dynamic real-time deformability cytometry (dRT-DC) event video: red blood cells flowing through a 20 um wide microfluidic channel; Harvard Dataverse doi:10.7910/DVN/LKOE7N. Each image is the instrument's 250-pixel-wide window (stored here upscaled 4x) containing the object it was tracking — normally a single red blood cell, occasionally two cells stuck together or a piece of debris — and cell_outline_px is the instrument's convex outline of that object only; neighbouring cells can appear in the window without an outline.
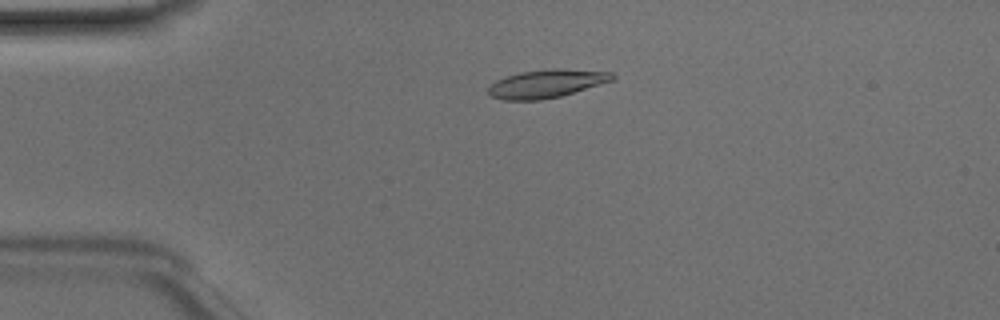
{"species": "Egyptian fruit bat (a non-hibernating species)", "species_latin": "Rousettus aegyptiacus", "temperature_condition": "room temperature", "stored_images_in_passage": 48, "camera_frame_rate_fps": 3000, "um_per_image_px": 0.085, "animal": {"sex": "male"}, "frame": {"image": 1, "passage_image": 11, "time_ms": 3.333, "image_size_px": [1000, 320], "cell_outline_px": [[616, 76], [612, 80], [560, 96], [540, 100], [504, 100], [492, 96], [488, 92], [488, 88], [496, 80], [520, 72], [552, 68], [556, 68], [612, 72]], "centroid_in_image_um": [46.44, 7.1], "position_along_channel_um": 38.6, "area_um2": 20.06}}
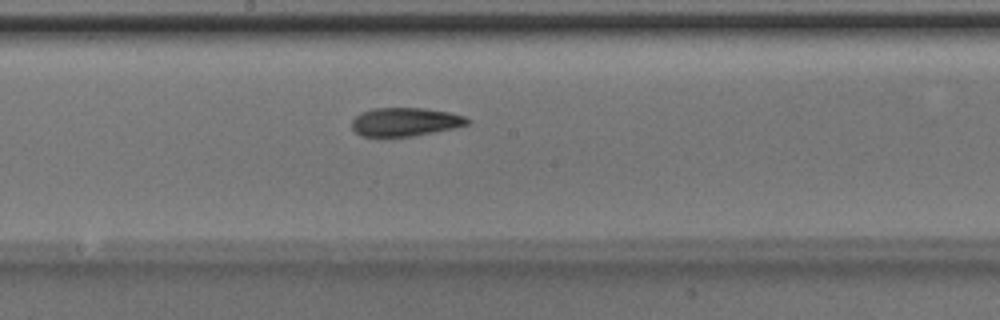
{"frame": {"image": 2, "passage_image": 26, "time_ms": 8.333, "image_size_px": [1000, 320], "cell_outline_px": [[472, 120], [468, 124], [452, 128], [412, 136], [360, 136], [352, 128], [352, 120], [360, 112], [376, 108], [424, 108], [448, 112], [464, 116]], "centroid_in_image_um": [34.42, 10.35], "position_along_channel_um": 213.8, "area_um2": 19.02}}
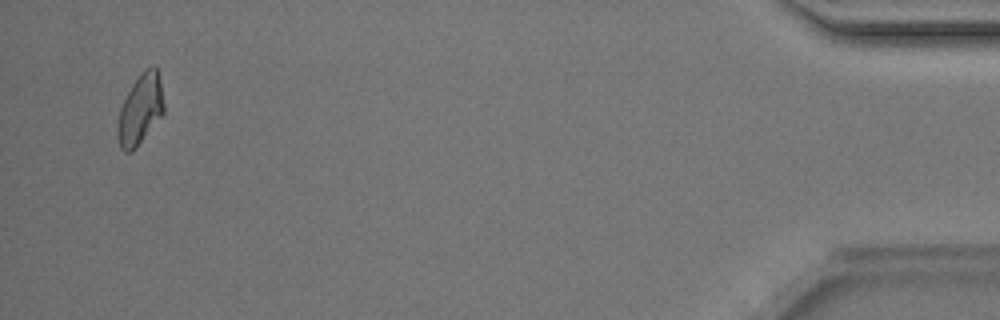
{"frame": {"image": 3, "passage_image": 47, "time_ms": 15.333, "image_size_px": [1000, 320], "cell_outline_px": [[164, 112], [132, 152], [124, 152], [120, 148], [116, 132], [116, 128], [120, 108], [132, 84], [144, 68], [152, 64], [156, 64], [160, 80], [164, 104]], "centroid_in_image_um": [11.91, 9.27], "position_along_channel_um": 423.3, "area_um2": 18.96}, "authors_computed_cell_mechanics": {"area_um2": 19.3341, "velocity_mm_per_s": 4.1682, "shape_relaxation_time_tau1_ms": 5.8708, "shape_relaxation_time_tau2_ms": 1.9131, "deformation_change_tau1": 0.1728, "deformation_change_tau2": 0.079}}